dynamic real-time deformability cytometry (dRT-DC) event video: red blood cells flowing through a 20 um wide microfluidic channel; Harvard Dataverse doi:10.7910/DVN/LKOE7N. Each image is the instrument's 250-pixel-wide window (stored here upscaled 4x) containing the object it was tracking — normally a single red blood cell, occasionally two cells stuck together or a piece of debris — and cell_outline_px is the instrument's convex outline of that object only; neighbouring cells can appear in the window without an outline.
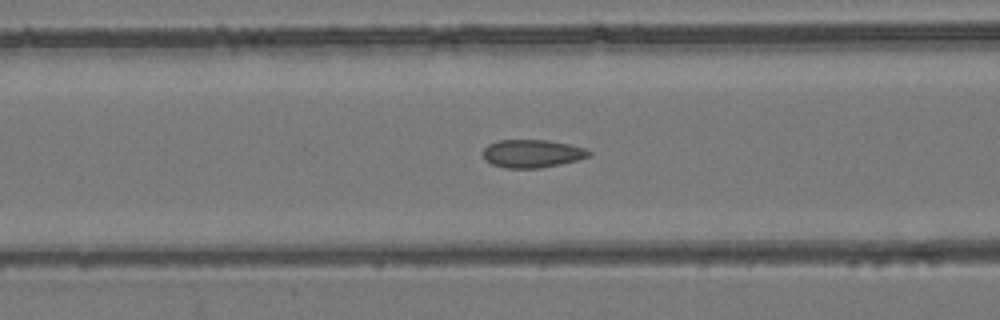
{"species": "common noctule bat (a hibernating species)", "species_latin": "Nyctalus noctula", "temperature_condition": "room temperature", "stored_images_in_passage": 53, "camera_frame_rate_fps": 3000, "um_per_image_px": 0.085, "animal": {"sex": "female", "body_mass_g": 24.6, "forearm_length_mm": 56.2}, "frame": {"image": 1, "passage_image": 21, "time_ms": 6.667, "image_size_px": [1000, 320], "cell_outline_px": [[592, 152], [588, 156], [576, 160], [560, 164], [540, 168], [504, 168], [492, 164], [484, 160], [484, 148], [488, 144], [496, 140], [548, 140], [568, 144], [584, 148]], "centroid_in_image_um": [45.19, 13.05], "position_along_channel_um": 121.4, "area_um2": 17.22}}
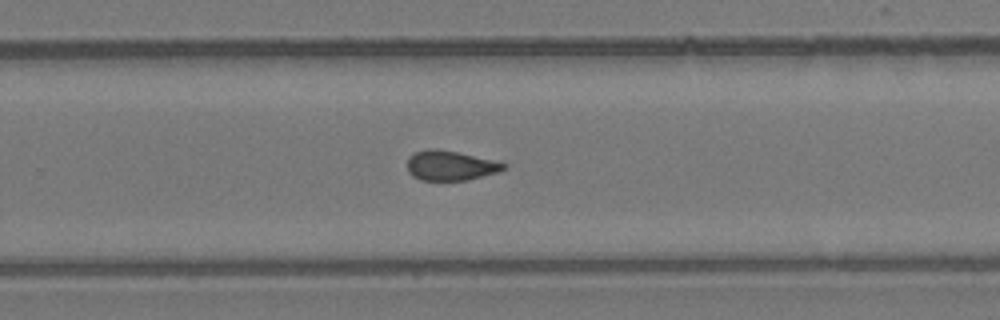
{"frame": {"image": 2, "passage_image": 34, "time_ms": 11.0, "image_size_px": [1000, 320], "cell_outline_px": [[508, 168], [500, 172], [468, 180], [420, 180], [412, 176], [408, 172], [408, 156], [412, 152], [428, 148], [436, 148], [500, 160], [508, 164]], "centroid_in_image_um": [38.35, 14.06], "position_along_channel_um": 291.5, "area_um2": 17.34}}
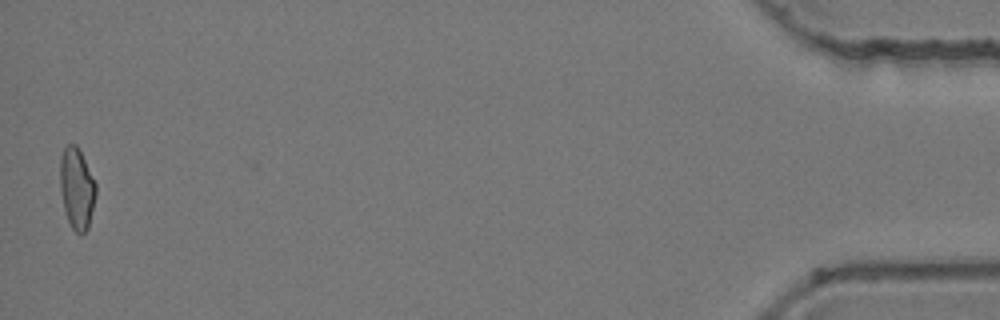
{"frame": {"image": 3, "passage_image": 52, "time_ms": 17.0, "image_size_px": [1000, 320], "cell_outline_px": [[96, 196], [88, 228], [80, 236], [72, 228], [68, 220], [64, 208], [60, 188], [60, 156], [64, 148], [68, 144], [76, 144], [96, 184]], "centroid_in_image_um": [6.52, 16.03], "position_along_channel_um": 428.7, "area_um2": 16.82}, "authors_computed_cell_mechanics": {"area_um2": 17.1666, "velocity_mm_per_s": 3.9322, "shape_relaxation_time_tau1_ms": null, "shape_relaxation_time_tau2_ms": 1.5344, "deformation_change_tau1": null, "deformation_change_tau2": 0.0508}}